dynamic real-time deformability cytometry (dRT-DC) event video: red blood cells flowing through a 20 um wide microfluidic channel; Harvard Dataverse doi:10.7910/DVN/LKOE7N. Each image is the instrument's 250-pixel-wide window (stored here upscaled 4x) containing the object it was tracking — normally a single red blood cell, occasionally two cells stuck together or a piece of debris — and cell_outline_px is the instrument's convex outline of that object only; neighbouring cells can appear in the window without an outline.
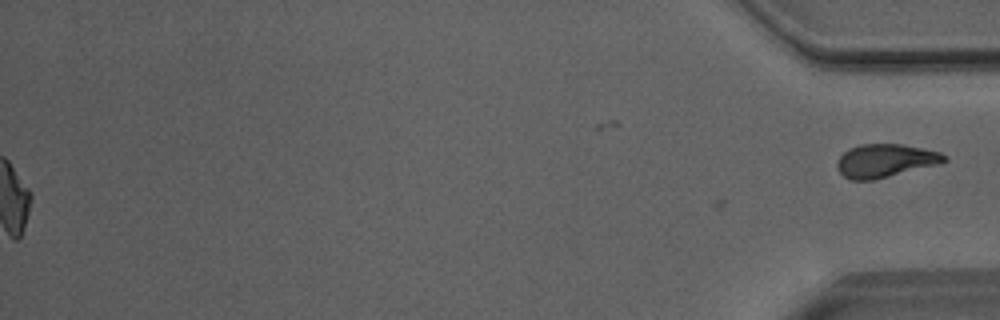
{"species": "Egyptian fruit bat (a non-hibernating species)", "species_latin": "Rousettus aegyptiacus", "temperature_condition": "room temperature", "stored_images_in_passage": 36, "segment_of_instrument_passage": [2, 2], "camera_frame_rate_fps": 3000, "um_per_image_px": 0.085, "animal": {"sex": "male"}, "frame": {"image": 1, "passage_image": 36, "time_ms": 11.667, "image_size_px": [1000, 320], "cell_outline_px": [[948, 160], [940, 164], [872, 180], [852, 180], [844, 176], [836, 168], [836, 160], [848, 148], [860, 144], [900, 144], [940, 152], [948, 156]], "centroid_in_image_um": [75.24, 13.65], "position_along_channel_um": 360.0, "area_um2": 20.81}}